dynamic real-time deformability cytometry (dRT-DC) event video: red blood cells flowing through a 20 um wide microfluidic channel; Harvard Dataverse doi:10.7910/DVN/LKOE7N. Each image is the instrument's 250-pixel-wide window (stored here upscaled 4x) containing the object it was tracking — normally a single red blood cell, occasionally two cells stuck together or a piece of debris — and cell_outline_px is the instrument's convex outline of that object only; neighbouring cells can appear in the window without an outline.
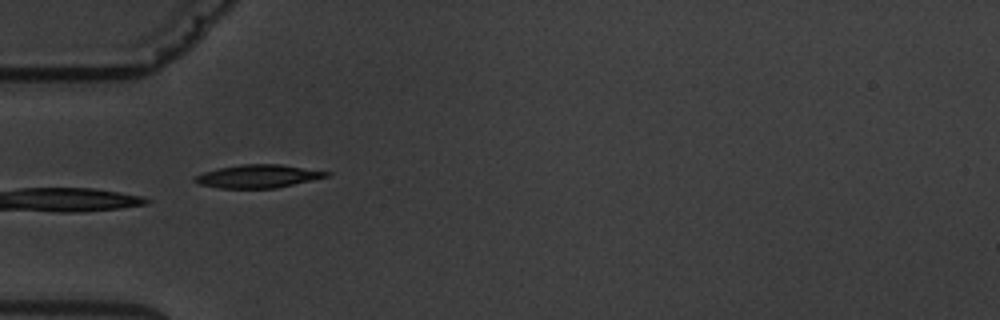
{"species": "common noctule bat (a hibernating species)", "species_latin": "Nyctalus noctula", "temperature_condition": "warm", "stored_images_in_passage": 6, "camera_frame_rate_fps": 3000, "um_per_image_px": 0.085, "animal": {"sex": "male", "body_mass_g": 19.5, "forearm_length_mm": 54.6}, "frame": {"image": 1, "passage_image": 5, "time_ms": 4.667, "image_size_px": [1000, 320], "cell_outline_px": [[332, 172], [328, 176], [276, 188], [220, 188], [200, 184], [192, 180], [192, 176], [204, 172], [220, 168], [240, 164], [280, 164]], "centroid_in_image_um": [21.9, 14.97], "position_along_channel_um": 63.1, "area_um2": 17.63}}